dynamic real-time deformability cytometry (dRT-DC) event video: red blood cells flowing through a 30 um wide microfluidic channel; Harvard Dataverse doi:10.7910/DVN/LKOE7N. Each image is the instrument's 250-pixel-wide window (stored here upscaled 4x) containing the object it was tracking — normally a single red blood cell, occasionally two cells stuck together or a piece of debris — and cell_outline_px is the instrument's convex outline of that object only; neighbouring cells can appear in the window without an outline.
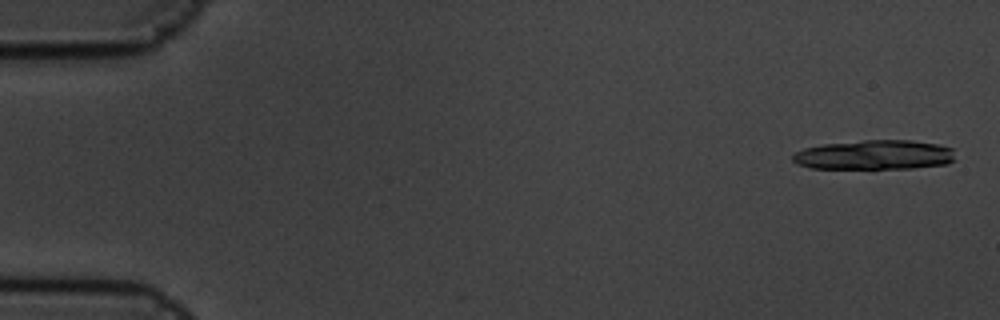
{"species": "common noctule bat (a hibernating species)", "species_latin": "Nyctalus noctula", "temperature_condition": "cold", "stored_images_in_passage": 6, "camera_frame_rate_fps": 3000, "um_per_image_px": 0.085, "animal": {"sex": "male", "body_mass_g": 19.5, "forearm_length_mm": 54.6}, "frame": {"image": 1, "passage_image": 1, "time_ms": 0.0, "image_size_px": [1000, 320], "cell_outline_px": [[952, 160], [948, 164], [912, 168], [812, 168], [796, 164], [792, 160], [792, 156], [796, 152], [804, 148], [824, 144], [864, 140], [912, 140], [940, 144], [952, 148]], "centroid_in_image_um": [74.32, 13.16], "position_along_channel_um": 10.7, "area_um2": 27.92}}
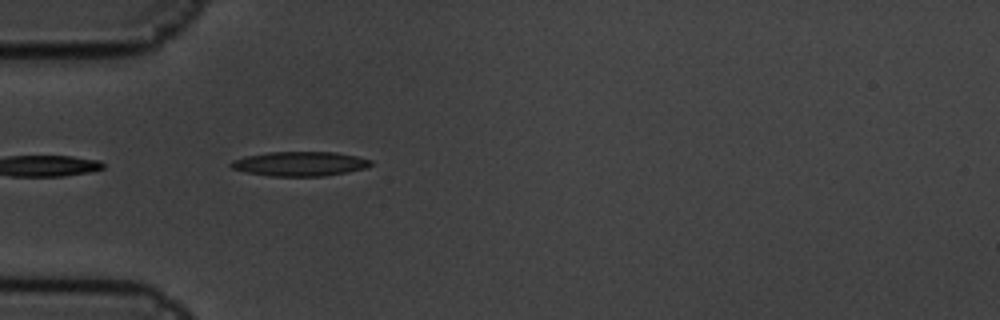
{"frame": {"image": 2, "passage_image": 6, "time_ms": 1.667, "image_size_px": [1000, 320], "cell_outline_px": [[372, 164], [368, 168], [348, 172], [324, 176], [268, 176], [244, 172], [232, 168], [228, 164], [232, 160], [244, 156], [268, 152], [336, 152], [356, 156], [372, 160]], "centroid_in_image_um": [25.48, 13.92], "position_along_channel_um": 59.5, "area_um2": 20.17}}